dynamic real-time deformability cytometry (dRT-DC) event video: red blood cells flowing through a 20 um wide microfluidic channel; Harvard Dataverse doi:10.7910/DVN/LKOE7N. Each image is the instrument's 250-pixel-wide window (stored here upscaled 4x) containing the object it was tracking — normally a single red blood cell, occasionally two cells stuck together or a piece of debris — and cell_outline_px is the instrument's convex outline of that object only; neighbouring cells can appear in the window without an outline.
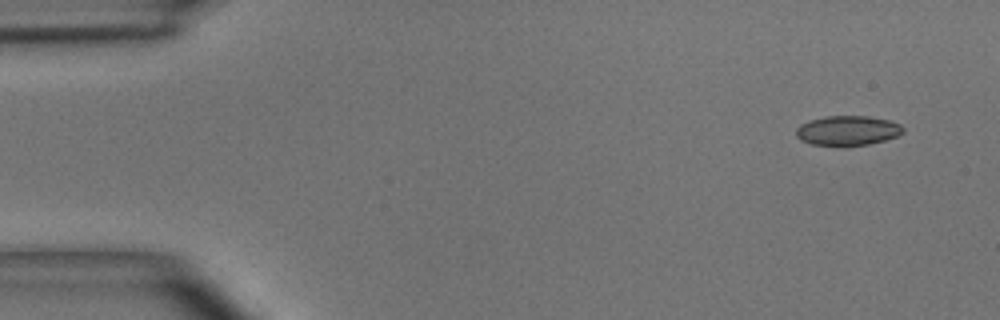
{"species": "common noctule bat (a hibernating species)", "species_latin": "Nyctalus noctula", "temperature_condition": "room temperature", "stored_images_in_passage": 4, "camera_frame_rate_fps": 3000, "um_per_image_px": 0.085, "animal": {"sex": "male", "body_mass_g": 15.6}, "frame": {"image": 1, "passage_image": 1, "time_ms": 0.0, "image_size_px": [1000, 320], "cell_outline_px": [[904, 132], [896, 136], [884, 140], [868, 144], [848, 148], [840, 148], [812, 144], [800, 140], [796, 136], [796, 128], [800, 124], [808, 120], [824, 116], [868, 116], [888, 120], [900, 124], [904, 128]], "centroid_in_image_um": [72.0, 11.13], "position_along_channel_um": 13.0, "area_um2": 19.13}}
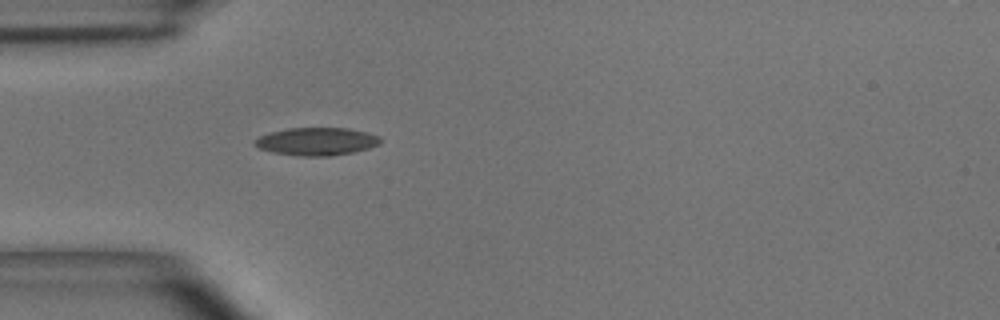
{"frame": {"image": 2, "passage_image": 4, "time_ms": 1.0, "image_size_px": [1000, 320], "cell_outline_px": [[384, 140], [380, 144], [368, 148], [352, 152], [328, 156], [300, 156], [272, 152], [260, 148], [252, 144], [252, 140], [268, 132], [288, 128], [348, 128], [368, 132], [380, 136]], "centroid_in_image_um": [26.91, 12.01], "position_along_channel_um": 58.1, "area_um2": 20.58}}